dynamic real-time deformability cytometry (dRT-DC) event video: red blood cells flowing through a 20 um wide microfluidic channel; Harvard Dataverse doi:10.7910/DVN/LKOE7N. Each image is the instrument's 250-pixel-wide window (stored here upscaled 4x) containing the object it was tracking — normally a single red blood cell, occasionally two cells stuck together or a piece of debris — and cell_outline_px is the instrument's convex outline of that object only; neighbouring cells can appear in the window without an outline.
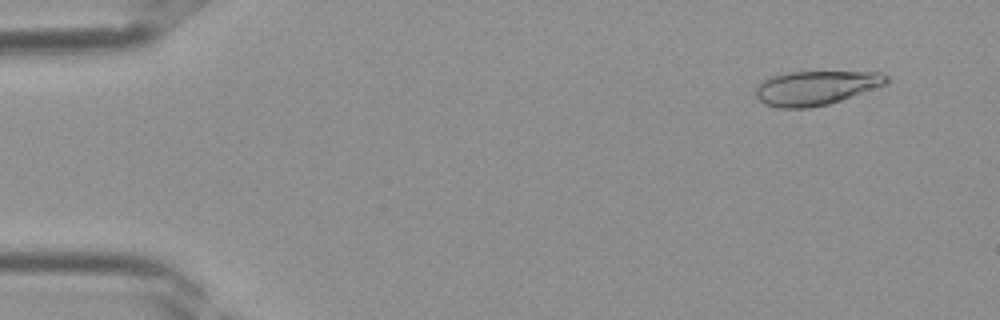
{"species": "Egyptian fruit bat (a non-hibernating species)", "species_latin": "Rousettus aegyptiacus", "temperature_condition": "room temperature", "stored_images_in_passage": 38, "camera_frame_rate_fps": 3000, "um_per_image_px": 0.085, "frame": {"image": 1, "passage_image": 3, "time_ms": 0.667, "image_size_px": [1000, 320], "cell_outline_px": [[888, 84], [828, 104], [808, 108], [776, 108], [764, 104], [756, 96], [756, 88], [768, 76], [792, 72], [880, 72], [888, 76]], "centroid_in_image_um": [69.34, 7.47], "position_along_channel_um": 15.7, "area_um2": 26.01}}
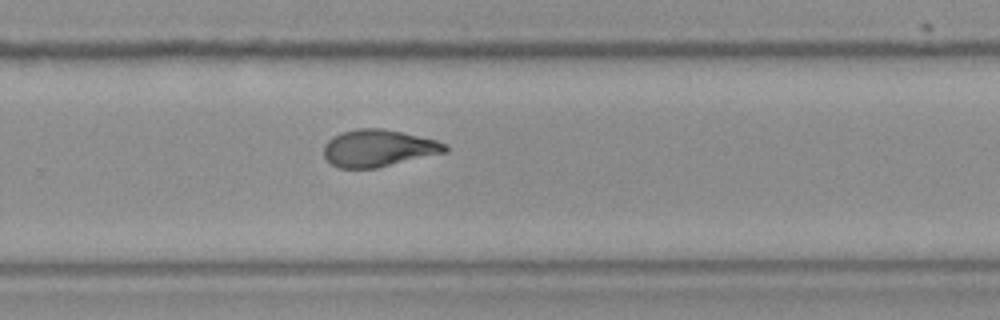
{"frame": {"image": 2, "passage_image": 25, "time_ms": 8.0, "image_size_px": [1000, 320], "cell_outline_px": [[448, 152], [376, 168], [340, 168], [332, 164], [324, 156], [324, 144], [332, 136], [340, 132], [356, 128], [380, 128], [400, 132], [436, 140], [448, 144]], "centroid_in_image_um": [32.16, 12.59], "position_along_channel_um": 297.6, "area_um2": 26.24}}
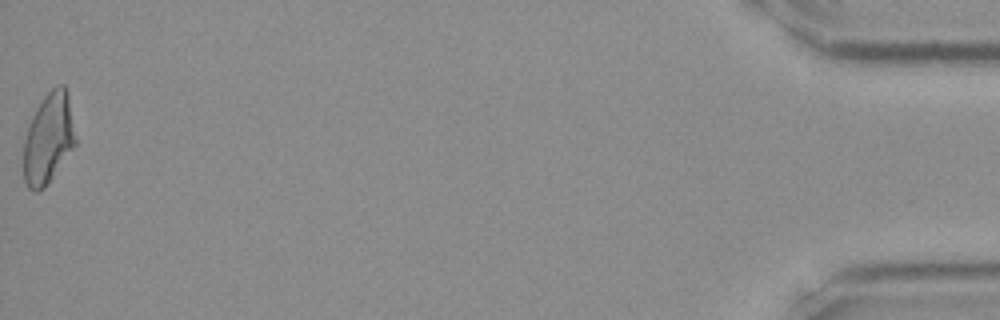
{"frame": {"image": 3, "passage_image": 38, "time_ms": 12.333, "image_size_px": [1000, 320], "cell_outline_px": [[76, 144], [44, 188], [36, 192], [28, 188], [24, 180], [24, 140], [32, 116], [36, 108], [44, 96], [56, 84], [64, 84], [68, 92], [76, 140]], "centroid_in_image_um": [4.12, 11.74], "position_along_channel_um": 431.1, "area_um2": 27.22}}